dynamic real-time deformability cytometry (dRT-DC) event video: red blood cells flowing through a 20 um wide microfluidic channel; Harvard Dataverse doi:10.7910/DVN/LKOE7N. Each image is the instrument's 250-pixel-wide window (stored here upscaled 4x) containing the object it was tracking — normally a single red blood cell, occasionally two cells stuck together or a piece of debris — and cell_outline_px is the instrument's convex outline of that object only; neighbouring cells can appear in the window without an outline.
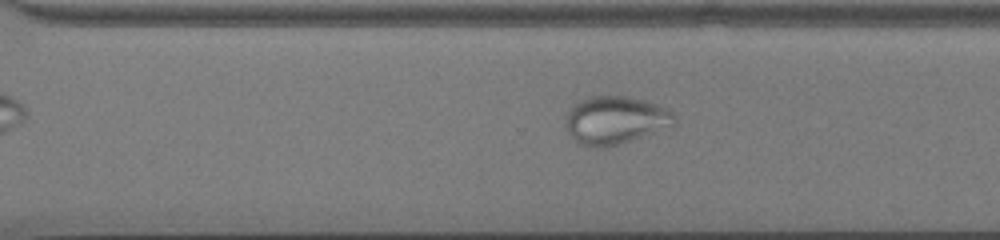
{"species": "common noctule bat (a hibernating species)", "species_latin": "Nyctalus noctula", "temperature_condition": "cold", "stored_images_in_passage": 39, "camera_frame_rate_fps": 3000, "um_per_image_px": 0.085, "animal": {"sex": "male", "body_mass_g": 13.0, "forearm_length_mm": 53.1}, "frame": {"image": 1, "passage_image": 23, "time_ms": 7.333, "image_size_px": [1000, 240], "cell_outline_px": [[676, 124], [632, 140], [608, 148], [600, 148], [576, 144], [568, 132], [564, 124], [564, 120], [572, 104], [580, 100], [592, 96], [624, 96], [644, 100], [668, 108], [676, 116]], "centroid_in_image_um": [52.26, 10.23], "position_along_channel_um": 318.3, "area_um2": 30.75}}